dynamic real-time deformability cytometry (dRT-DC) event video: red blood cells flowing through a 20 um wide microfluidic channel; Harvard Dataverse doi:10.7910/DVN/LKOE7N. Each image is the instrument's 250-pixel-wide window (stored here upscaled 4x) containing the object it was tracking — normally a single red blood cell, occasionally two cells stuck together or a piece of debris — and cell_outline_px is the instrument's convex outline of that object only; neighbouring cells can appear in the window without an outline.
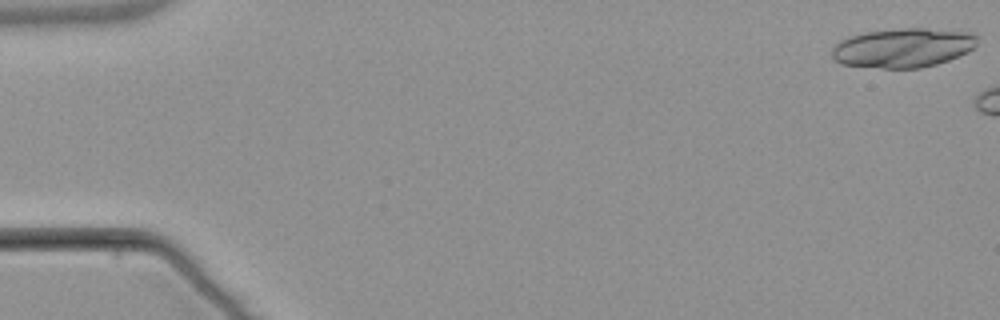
{"species": "common noctule bat (a hibernating species)", "species_latin": "Nyctalus noctula", "temperature_condition": "warm", "stored_images_in_passage": 8, "camera_frame_rate_fps": 3000, "um_per_image_px": 0.085, "animal": {"sex": "male", "body_mass_g": 21.5, "forearm_length_mm": 52.0}, "frame": {"image": 1, "passage_image": 1, "time_ms": 0.0, "image_size_px": [1000, 320], "cell_outline_px": [[976, 44], [968, 52], [948, 60], [936, 64], [920, 68], [884, 68], [840, 64], [832, 60], [832, 48], [840, 40], [848, 36], [864, 32], [900, 28], [924, 28], [968, 32], [976, 36]], "centroid_in_image_um": [76.7, 4.06], "position_along_channel_um": 8.3, "area_um2": 33.29}}